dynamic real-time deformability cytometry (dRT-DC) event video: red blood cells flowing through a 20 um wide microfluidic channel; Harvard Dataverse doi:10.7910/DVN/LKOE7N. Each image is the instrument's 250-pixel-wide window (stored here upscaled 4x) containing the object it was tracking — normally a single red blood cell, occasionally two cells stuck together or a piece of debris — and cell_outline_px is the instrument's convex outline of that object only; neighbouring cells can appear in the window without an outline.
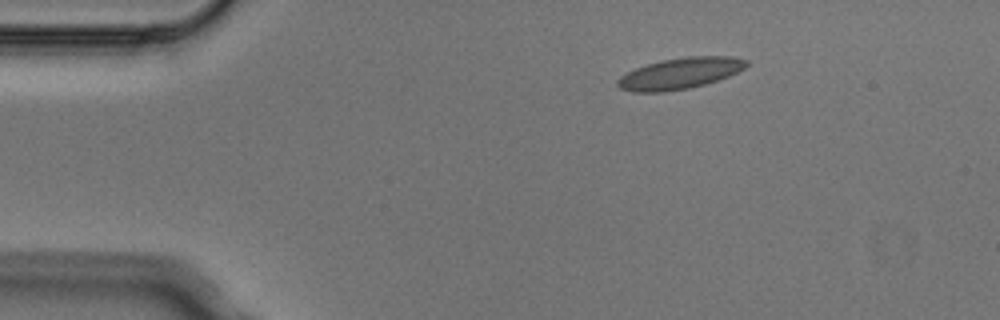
{"species": "Egyptian fruit bat (a non-hibernating species)", "species_latin": "Rousettus aegyptiacus", "temperature_condition": "cold", "stored_images_in_passage": 5, "segment_of_instrument_passage": [2, 2], "camera_frame_rate_fps": 3000, "um_per_image_px": 0.085, "animal": {"sex": "male"}, "frame": {"image": 1, "passage_image": 5, "time_ms": 1.333, "image_size_px": [1000, 320], "cell_outline_px": [[748, 64], [744, 68], [728, 76], [704, 84], [688, 88], [664, 92], [632, 92], [620, 88], [616, 84], [616, 80], [620, 76], [636, 68], [660, 60], [688, 56], [732, 56], [748, 60]], "centroid_in_image_um": [57.78, 6.23], "position_along_channel_um": 27.2, "area_um2": 23.29}}